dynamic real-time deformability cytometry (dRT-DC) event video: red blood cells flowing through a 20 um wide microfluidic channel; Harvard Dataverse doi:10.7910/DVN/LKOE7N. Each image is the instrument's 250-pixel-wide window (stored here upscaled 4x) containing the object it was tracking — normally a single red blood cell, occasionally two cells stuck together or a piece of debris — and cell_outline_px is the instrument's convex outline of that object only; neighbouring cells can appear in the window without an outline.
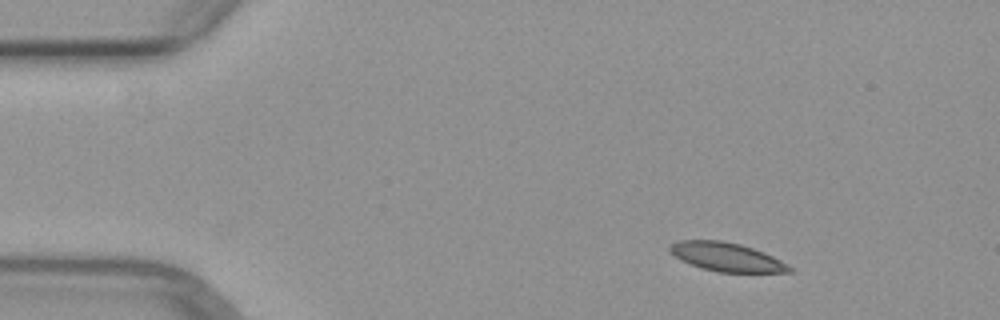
{"species": "common noctule bat (a hibernating species)", "species_latin": "Nyctalus noctula", "temperature_condition": "warm", "stored_images_in_passage": 3, "camera_frame_rate_fps": 3000, "um_per_image_px": 0.085, "animal": {"sex": "female", "body_mass_g": 29.2, "forearm_length_mm": 56.3}, "frame": {"image": 1, "passage_image": 1, "time_ms": 0.0, "image_size_px": [1000, 320], "cell_outline_px": [[796, 272], [716, 272], [700, 268], [680, 260], [668, 252], [668, 248], [672, 244], [680, 240], [720, 240], [740, 244], [764, 252], [780, 260], [792, 268]], "centroid_in_image_um": [61.72, 21.84], "position_along_channel_um": 23.3, "area_um2": 20.06}}